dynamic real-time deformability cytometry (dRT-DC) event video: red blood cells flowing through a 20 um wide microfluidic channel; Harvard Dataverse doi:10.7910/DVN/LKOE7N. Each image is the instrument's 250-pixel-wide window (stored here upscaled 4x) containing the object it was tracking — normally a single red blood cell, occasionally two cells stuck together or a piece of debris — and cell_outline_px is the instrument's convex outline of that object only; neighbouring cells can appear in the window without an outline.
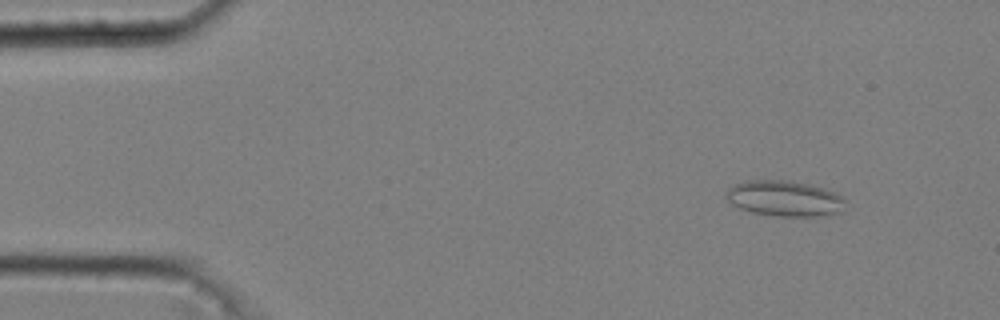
{"species": "common noctule bat (a hibernating species)", "species_latin": "Nyctalus noctula", "temperature_condition": "cold", "stored_images_in_passage": 48, "camera_frame_rate_fps": 3000, "um_per_image_px": 0.085, "animal": {"sex": "male", "body_mass_g": 20.4}, "frame": {"image": 1, "passage_image": 2, "time_ms": 0.333, "image_size_px": [1000, 320], "cell_outline_px": [[848, 200], [844, 212], [820, 216], [776, 216], [752, 212], [740, 208], [732, 204], [724, 196], [728, 188], [732, 184], [748, 180], [788, 180], [808, 184], [824, 188], [836, 192]], "centroid_in_image_um": [66.73, 16.87], "position_along_channel_um": 18.3, "area_um2": 25.26}}
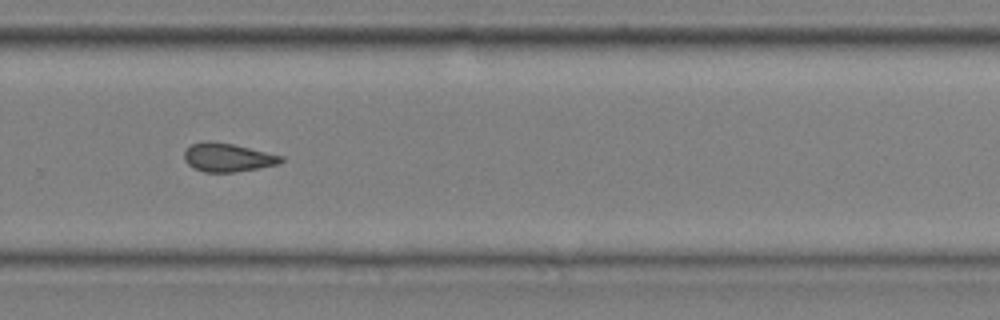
{"frame": {"image": 2, "passage_image": 33, "time_ms": 10.667, "image_size_px": [1000, 320], "cell_outline_px": [[284, 160], [280, 164], [236, 172], [204, 172], [192, 168], [184, 160], [184, 152], [192, 144], [204, 140], [208, 140], [232, 144], [284, 156]], "centroid_in_image_um": [19.35, 13.39], "position_along_channel_um": 310.5, "area_um2": 16.18}}
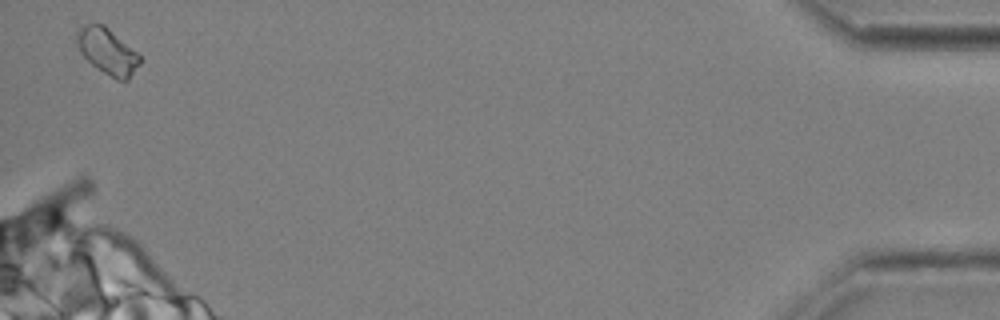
{"frame": {"image": 3, "passage_image": 48, "time_ms": 15.667, "image_size_px": [1000, 320], "cell_outline_px": [[144, 60], [128, 80], [116, 80], [92, 64], [80, 52], [72, 40], [80, 28], [84, 24], [104, 24], [136, 52]], "centroid_in_image_um": [9.11, 4.36], "position_along_channel_um": 426.1, "area_um2": 16.99}, "authors_computed_cell_mechanics": {"area_um2": 16.3863, "velocity_mm_per_s": 3.6673, "shape_relaxation_time_tau1_ms": null, "shape_relaxation_time_tau2_ms": 3.101, "deformation_change_tau1": null, "deformation_change_tau2": 0.1079}}